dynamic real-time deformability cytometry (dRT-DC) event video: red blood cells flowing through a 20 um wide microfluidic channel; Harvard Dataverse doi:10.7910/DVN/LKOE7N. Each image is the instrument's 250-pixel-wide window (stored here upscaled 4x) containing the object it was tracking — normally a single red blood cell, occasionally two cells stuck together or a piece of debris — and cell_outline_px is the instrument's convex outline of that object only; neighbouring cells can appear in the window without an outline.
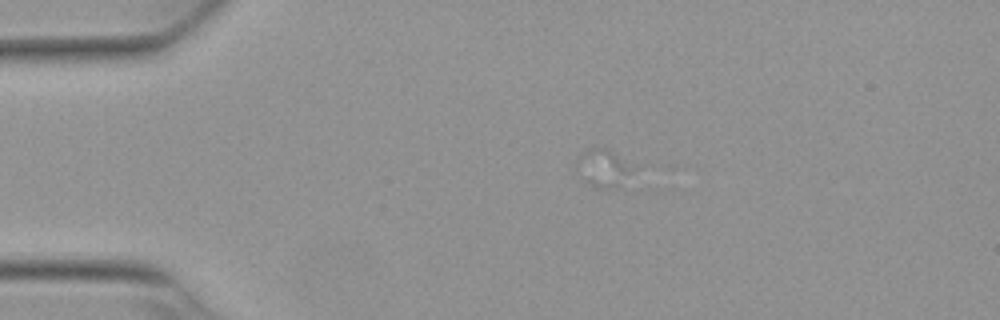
{"species": "Egyptian fruit bat (a non-hibernating species)", "species_latin": "Rousettus aegyptiacus", "temperature_condition": "warm", "stored_images_in_passage": 2, "camera_frame_rate_fps": 3000, "um_per_image_px": 0.085, "animal": {"sex": "female"}, "frame": {"image": 1, "passage_image": 1, "time_ms": 0.0, "image_size_px": [1000, 320], "cell_outline_px": [[636, 168], [612, 188], [596, 188], [584, 180], [576, 160], [584, 152], [592, 148], [608, 148]], "centroid_in_image_um": [51.28, 14.26], "position_along_channel_um": 33.7, "area_um2": 11.62}}